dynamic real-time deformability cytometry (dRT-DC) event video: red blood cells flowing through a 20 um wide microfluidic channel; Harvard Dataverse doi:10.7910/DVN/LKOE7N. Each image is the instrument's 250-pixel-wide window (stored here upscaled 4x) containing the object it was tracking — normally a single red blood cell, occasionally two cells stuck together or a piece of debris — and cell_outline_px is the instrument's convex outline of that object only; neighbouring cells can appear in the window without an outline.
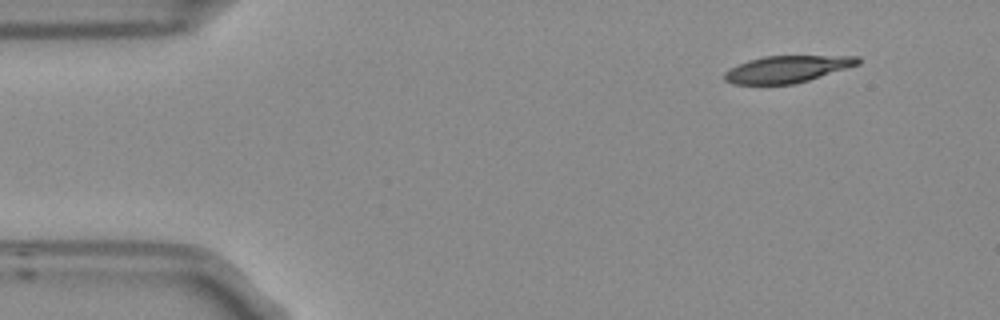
{"species": "Egyptian fruit bat (a non-hibernating species)", "species_latin": "Rousettus aegyptiacus", "temperature_condition": "room temperature", "stored_images_in_passage": 4, "camera_frame_rate_fps": 3000, "um_per_image_px": 0.085, "frame": {"image": 1, "passage_image": 1, "time_ms": 0.0, "image_size_px": [1000, 320], "cell_outline_px": [[860, 64], [808, 80], [792, 84], [732, 84], [724, 80], [724, 72], [728, 68], [748, 60], [764, 56], [860, 56]], "centroid_in_image_um": [66.87, 5.87], "position_along_channel_um": 18.1, "area_um2": 20.87}}